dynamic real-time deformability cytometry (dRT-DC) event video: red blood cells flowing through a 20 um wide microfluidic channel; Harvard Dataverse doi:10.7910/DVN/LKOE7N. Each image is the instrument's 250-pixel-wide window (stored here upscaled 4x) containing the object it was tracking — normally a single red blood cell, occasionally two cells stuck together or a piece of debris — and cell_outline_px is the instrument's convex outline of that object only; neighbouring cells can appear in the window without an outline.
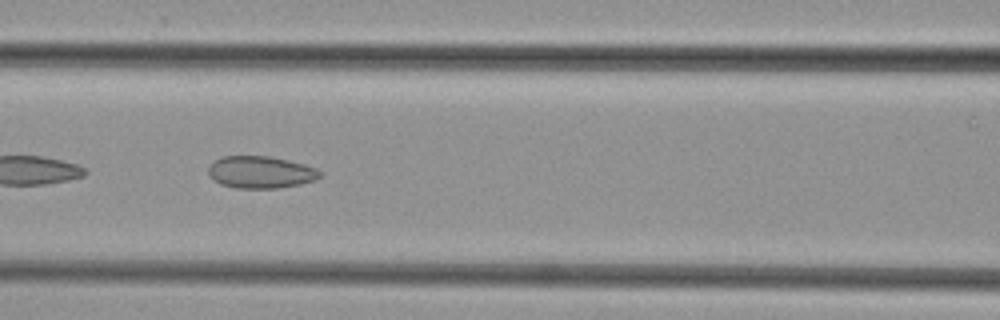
{"species": "common noctule bat (a hibernating species)", "species_latin": "Nyctalus noctula", "temperature_condition": "cold", "stored_images_in_passage": 22, "camera_frame_rate_fps": 3000, "um_per_image_px": 0.085, "animal": {"sex": "female", "body_mass_g": 29.2, "forearm_length_mm": 56.3}, "frame": {"image": 1, "passage_image": 7, "time_ms": 2.0, "image_size_px": [1000, 320], "cell_outline_px": [[320, 176], [316, 180], [300, 184], [276, 188], [236, 188], [220, 184], [208, 176], [208, 164], [224, 156], [268, 156], [288, 160], [304, 164], [316, 168], [320, 172]], "centroid_in_image_um": [22.12, 14.64], "position_along_channel_um": 144.5, "area_um2": 20.92}}
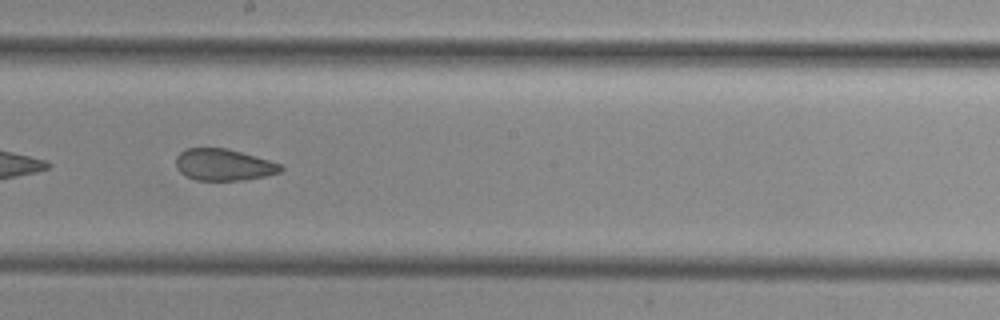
{"frame": {"image": 2, "passage_image": 13, "time_ms": 4.0, "image_size_px": [1000, 320], "cell_outline_px": [[284, 168], [280, 172], [264, 176], [244, 180], [196, 180], [180, 172], [176, 168], [176, 156], [184, 148], [224, 148], [240, 152], [268, 160], [280, 164]], "centroid_in_image_um": [18.97, 14.0], "position_along_channel_um": 229.2, "area_um2": 19.13}}
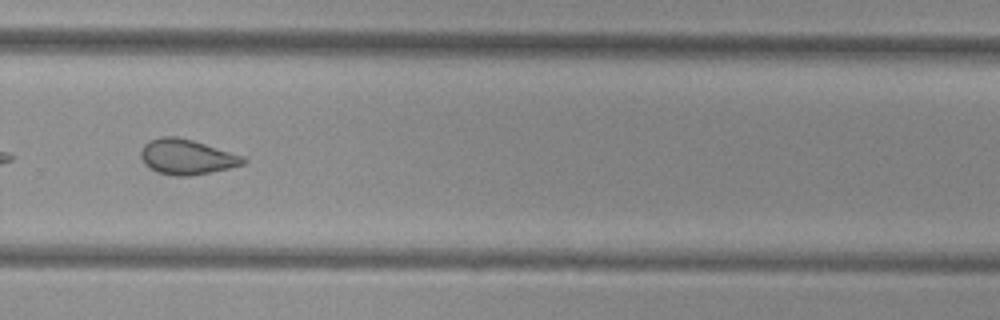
{"frame": {"image": 3, "passage_image": 19, "time_ms": 6.0, "image_size_px": [1000, 320], "cell_outline_px": [[248, 160], [244, 164], [228, 168], [188, 176], [172, 176], [156, 172], [148, 168], [144, 164], [140, 156], [140, 152], [144, 144], [148, 140], [160, 136], [176, 136], [192, 140], [244, 156]], "centroid_in_image_um": [15.82, 13.33], "position_along_channel_um": 314.0, "area_um2": 21.1}}